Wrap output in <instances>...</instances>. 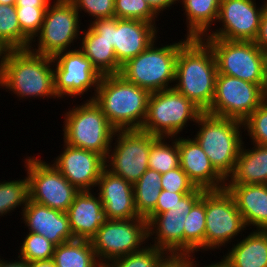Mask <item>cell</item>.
<instances>
[{"label": "cell", "mask_w": 267, "mask_h": 267, "mask_svg": "<svg viewBox=\"0 0 267 267\" xmlns=\"http://www.w3.org/2000/svg\"><path fill=\"white\" fill-rule=\"evenodd\" d=\"M149 95L120 74H112L102 75L93 100L116 130H131L142 128Z\"/></svg>", "instance_id": "obj_3"}, {"label": "cell", "mask_w": 267, "mask_h": 267, "mask_svg": "<svg viewBox=\"0 0 267 267\" xmlns=\"http://www.w3.org/2000/svg\"><path fill=\"white\" fill-rule=\"evenodd\" d=\"M196 188L180 166L161 176V190L173 193H191Z\"/></svg>", "instance_id": "obj_41"}, {"label": "cell", "mask_w": 267, "mask_h": 267, "mask_svg": "<svg viewBox=\"0 0 267 267\" xmlns=\"http://www.w3.org/2000/svg\"><path fill=\"white\" fill-rule=\"evenodd\" d=\"M51 0H17L15 6H48Z\"/></svg>", "instance_id": "obj_47"}, {"label": "cell", "mask_w": 267, "mask_h": 267, "mask_svg": "<svg viewBox=\"0 0 267 267\" xmlns=\"http://www.w3.org/2000/svg\"><path fill=\"white\" fill-rule=\"evenodd\" d=\"M21 31L32 41L40 32L48 6H15Z\"/></svg>", "instance_id": "obj_39"}, {"label": "cell", "mask_w": 267, "mask_h": 267, "mask_svg": "<svg viewBox=\"0 0 267 267\" xmlns=\"http://www.w3.org/2000/svg\"><path fill=\"white\" fill-rule=\"evenodd\" d=\"M150 8L159 16L163 11L168 10L173 7L176 3H179V0H145Z\"/></svg>", "instance_id": "obj_45"}, {"label": "cell", "mask_w": 267, "mask_h": 267, "mask_svg": "<svg viewBox=\"0 0 267 267\" xmlns=\"http://www.w3.org/2000/svg\"><path fill=\"white\" fill-rule=\"evenodd\" d=\"M205 191L184 222V255L205 251ZM203 250V251H202Z\"/></svg>", "instance_id": "obj_30"}, {"label": "cell", "mask_w": 267, "mask_h": 267, "mask_svg": "<svg viewBox=\"0 0 267 267\" xmlns=\"http://www.w3.org/2000/svg\"><path fill=\"white\" fill-rule=\"evenodd\" d=\"M81 14H88L91 21L98 19H110L115 17L114 0H70ZM84 11V13H82ZM93 19V20H92Z\"/></svg>", "instance_id": "obj_40"}, {"label": "cell", "mask_w": 267, "mask_h": 267, "mask_svg": "<svg viewBox=\"0 0 267 267\" xmlns=\"http://www.w3.org/2000/svg\"><path fill=\"white\" fill-rule=\"evenodd\" d=\"M90 241L98 261L105 267L112 260L140 251L149 243L148 222L143 217L106 219Z\"/></svg>", "instance_id": "obj_10"}, {"label": "cell", "mask_w": 267, "mask_h": 267, "mask_svg": "<svg viewBox=\"0 0 267 267\" xmlns=\"http://www.w3.org/2000/svg\"><path fill=\"white\" fill-rule=\"evenodd\" d=\"M186 18L188 38H203L217 21L220 0H179Z\"/></svg>", "instance_id": "obj_28"}, {"label": "cell", "mask_w": 267, "mask_h": 267, "mask_svg": "<svg viewBox=\"0 0 267 267\" xmlns=\"http://www.w3.org/2000/svg\"><path fill=\"white\" fill-rule=\"evenodd\" d=\"M157 138L141 129L116 130L114 147L105 159L106 169L134 185L148 169L151 144Z\"/></svg>", "instance_id": "obj_11"}, {"label": "cell", "mask_w": 267, "mask_h": 267, "mask_svg": "<svg viewBox=\"0 0 267 267\" xmlns=\"http://www.w3.org/2000/svg\"><path fill=\"white\" fill-rule=\"evenodd\" d=\"M251 143L267 146V99L243 122Z\"/></svg>", "instance_id": "obj_38"}, {"label": "cell", "mask_w": 267, "mask_h": 267, "mask_svg": "<svg viewBox=\"0 0 267 267\" xmlns=\"http://www.w3.org/2000/svg\"><path fill=\"white\" fill-rule=\"evenodd\" d=\"M80 18L70 0H53L47 7L41 30L31 41L29 49L50 57L73 50L71 46L80 40L83 31L80 30Z\"/></svg>", "instance_id": "obj_8"}, {"label": "cell", "mask_w": 267, "mask_h": 267, "mask_svg": "<svg viewBox=\"0 0 267 267\" xmlns=\"http://www.w3.org/2000/svg\"><path fill=\"white\" fill-rule=\"evenodd\" d=\"M96 187L106 219L127 220L140 217L135 208L133 185L128 181L105 168Z\"/></svg>", "instance_id": "obj_20"}, {"label": "cell", "mask_w": 267, "mask_h": 267, "mask_svg": "<svg viewBox=\"0 0 267 267\" xmlns=\"http://www.w3.org/2000/svg\"><path fill=\"white\" fill-rule=\"evenodd\" d=\"M264 92L267 94V51H265V79L263 84Z\"/></svg>", "instance_id": "obj_50"}, {"label": "cell", "mask_w": 267, "mask_h": 267, "mask_svg": "<svg viewBox=\"0 0 267 267\" xmlns=\"http://www.w3.org/2000/svg\"><path fill=\"white\" fill-rule=\"evenodd\" d=\"M18 259L14 261L13 260L8 261L1 258L0 256V267H30V263L28 261H25L21 258Z\"/></svg>", "instance_id": "obj_46"}, {"label": "cell", "mask_w": 267, "mask_h": 267, "mask_svg": "<svg viewBox=\"0 0 267 267\" xmlns=\"http://www.w3.org/2000/svg\"><path fill=\"white\" fill-rule=\"evenodd\" d=\"M115 18L146 21L155 24L158 15L145 0H114Z\"/></svg>", "instance_id": "obj_37"}, {"label": "cell", "mask_w": 267, "mask_h": 267, "mask_svg": "<svg viewBox=\"0 0 267 267\" xmlns=\"http://www.w3.org/2000/svg\"><path fill=\"white\" fill-rule=\"evenodd\" d=\"M30 267H56L53 260H42L30 262Z\"/></svg>", "instance_id": "obj_49"}, {"label": "cell", "mask_w": 267, "mask_h": 267, "mask_svg": "<svg viewBox=\"0 0 267 267\" xmlns=\"http://www.w3.org/2000/svg\"><path fill=\"white\" fill-rule=\"evenodd\" d=\"M239 240L221 256L231 267H267V229H252Z\"/></svg>", "instance_id": "obj_26"}, {"label": "cell", "mask_w": 267, "mask_h": 267, "mask_svg": "<svg viewBox=\"0 0 267 267\" xmlns=\"http://www.w3.org/2000/svg\"><path fill=\"white\" fill-rule=\"evenodd\" d=\"M66 213L75 239L91 240L106 220L103 204L94 190L80 191Z\"/></svg>", "instance_id": "obj_23"}, {"label": "cell", "mask_w": 267, "mask_h": 267, "mask_svg": "<svg viewBox=\"0 0 267 267\" xmlns=\"http://www.w3.org/2000/svg\"><path fill=\"white\" fill-rule=\"evenodd\" d=\"M261 50L267 51V4L264 6L259 31L254 41Z\"/></svg>", "instance_id": "obj_44"}, {"label": "cell", "mask_w": 267, "mask_h": 267, "mask_svg": "<svg viewBox=\"0 0 267 267\" xmlns=\"http://www.w3.org/2000/svg\"><path fill=\"white\" fill-rule=\"evenodd\" d=\"M211 47L218 74L263 85L265 79V51L254 41H229L203 38Z\"/></svg>", "instance_id": "obj_9"}, {"label": "cell", "mask_w": 267, "mask_h": 267, "mask_svg": "<svg viewBox=\"0 0 267 267\" xmlns=\"http://www.w3.org/2000/svg\"><path fill=\"white\" fill-rule=\"evenodd\" d=\"M247 227L267 229V184H226Z\"/></svg>", "instance_id": "obj_24"}, {"label": "cell", "mask_w": 267, "mask_h": 267, "mask_svg": "<svg viewBox=\"0 0 267 267\" xmlns=\"http://www.w3.org/2000/svg\"><path fill=\"white\" fill-rule=\"evenodd\" d=\"M251 144L246 149L243 142L226 184H267V146Z\"/></svg>", "instance_id": "obj_25"}, {"label": "cell", "mask_w": 267, "mask_h": 267, "mask_svg": "<svg viewBox=\"0 0 267 267\" xmlns=\"http://www.w3.org/2000/svg\"><path fill=\"white\" fill-rule=\"evenodd\" d=\"M180 167L196 187L205 190L225 188L226 180L214 169L207 154L194 138L177 136Z\"/></svg>", "instance_id": "obj_21"}, {"label": "cell", "mask_w": 267, "mask_h": 267, "mask_svg": "<svg viewBox=\"0 0 267 267\" xmlns=\"http://www.w3.org/2000/svg\"><path fill=\"white\" fill-rule=\"evenodd\" d=\"M31 40L21 31L15 5L0 4V48L29 49Z\"/></svg>", "instance_id": "obj_32"}, {"label": "cell", "mask_w": 267, "mask_h": 267, "mask_svg": "<svg viewBox=\"0 0 267 267\" xmlns=\"http://www.w3.org/2000/svg\"><path fill=\"white\" fill-rule=\"evenodd\" d=\"M194 260H195V254L192 255V267H199L200 266L199 263L197 264L196 260L195 261ZM220 260H221L220 262L218 260V262H215V263L213 262V263L208 264V265L205 264L206 266L203 265L201 267H231V265L224 258H222Z\"/></svg>", "instance_id": "obj_48"}, {"label": "cell", "mask_w": 267, "mask_h": 267, "mask_svg": "<svg viewBox=\"0 0 267 267\" xmlns=\"http://www.w3.org/2000/svg\"><path fill=\"white\" fill-rule=\"evenodd\" d=\"M187 39L166 45L161 43L162 47L156 45L158 39L154 40L146 50L123 64L119 74L149 93L173 88L178 51Z\"/></svg>", "instance_id": "obj_5"}, {"label": "cell", "mask_w": 267, "mask_h": 267, "mask_svg": "<svg viewBox=\"0 0 267 267\" xmlns=\"http://www.w3.org/2000/svg\"><path fill=\"white\" fill-rule=\"evenodd\" d=\"M202 113L199 107L174 87L153 92L148 98L141 130L158 137H176L189 123H196Z\"/></svg>", "instance_id": "obj_7"}, {"label": "cell", "mask_w": 267, "mask_h": 267, "mask_svg": "<svg viewBox=\"0 0 267 267\" xmlns=\"http://www.w3.org/2000/svg\"><path fill=\"white\" fill-rule=\"evenodd\" d=\"M205 251L225 247L247 230L233 196L226 188L205 190Z\"/></svg>", "instance_id": "obj_12"}, {"label": "cell", "mask_w": 267, "mask_h": 267, "mask_svg": "<svg viewBox=\"0 0 267 267\" xmlns=\"http://www.w3.org/2000/svg\"><path fill=\"white\" fill-rule=\"evenodd\" d=\"M266 99L263 85L217 74L214 99L206 113L244 122Z\"/></svg>", "instance_id": "obj_15"}, {"label": "cell", "mask_w": 267, "mask_h": 267, "mask_svg": "<svg viewBox=\"0 0 267 267\" xmlns=\"http://www.w3.org/2000/svg\"><path fill=\"white\" fill-rule=\"evenodd\" d=\"M73 50L63 51L53 57L54 91L57 97L77 98L94 91L93 100L102 75L91 61L76 46ZM91 89V90H90ZM86 92V93H85Z\"/></svg>", "instance_id": "obj_16"}, {"label": "cell", "mask_w": 267, "mask_h": 267, "mask_svg": "<svg viewBox=\"0 0 267 267\" xmlns=\"http://www.w3.org/2000/svg\"><path fill=\"white\" fill-rule=\"evenodd\" d=\"M62 116L64 143L93 151L106 159L116 129L94 100L86 99L82 104L68 108Z\"/></svg>", "instance_id": "obj_6"}, {"label": "cell", "mask_w": 267, "mask_h": 267, "mask_svg": "<svg viewBox=\"0 0 267 267\" xmlns=\"http://www.w3.org/2000/svg\"><path fill=\"white\" fill-rule=\"evenodd\" d=\"M89 26L112 44L121 66L146 50L160 32L156 24L115 17L90 21Z\"/></svg>", "instance_id": "obj_14"}, {"label": "cell", "mask_w": 267, "mask_h": 267, "mask_svg": "<svg viewBox=\"0 0 267 267\" xmlns=\"http://www.w3.org/2000/svg\"><path fill=\"white\" fill-rule=\"evenodd\" d=\"M256 0H220L216 23L220 28L210 30L203 38H219L229 41H255L264 6Z\"/></svg>", "instance_id": "obj_18"}, {"label": "cell", "mask_w": 267, "mask_h": 267, "mask_svg": "<svg viewBox=\"0 0 267 267\" xmlns=\"http://www.w3.org/2000/svg\"><path fill=\"white\" fill-rule=\"evenodd\" d=\"M24 241L20 243L19 255L25 261H42L50 260L53 257L55 245L42 235L27 232Z\"/></svg>", "instance_id": "obj_35"}, {"label": "cell", "mask_w": 267, "mask_h": 267, "mask_svg": "<svg viewBox=\"0 0 267 267\" xmlns=\"http://www.w3.org/2000/svg\"><path fill=\"white\" fill-rule=\"evenodd\" d=\"M161 176L148 168L133 185L135 208L140 217L146 218L155 209L161 192Z\"/></svg>", "instance_id": "obj_31"}, {"label": "cell", "mask_w": 267, "mask_h": 267, "mask_svg": "<svg viewBox=\"0 0 267 267\" xmlns=\"http://www.w3.org/2000/svg\"><path fill=\"white\" fill-rule=\"evenodd\" d=\"M3 50L0 48V61H1V58H2V55H3Z\"/></svg>", "instance_id": "obj_52"}, {"label": "cell", "mask_w": 267, "mask_h": 267, "mask_svg": "<svg viewBox=\"0 0 267 267\" xmlns=\"http://www.w3.org/2000/svg\"><path fill=\"white\" fill-rule=\"evenodd\" d=\"M1 87L19 100H59L54 91L53 57L30 49L5 50L0 61Z\"/></svg>", "instance_id": "obj_1"}, {"label": "cell", "mask_w": 267, "mask_h": 267, "mask_svg": "<svg viewBox=\"0 0 267 267\" xmlns=\"http://www.w3.org/2000/svg\"><path fill=\"white\" fill-rule=\"evenodd\" d=\"M204 191L197 187L167 212L149 214L145 219L148 222V240L152 239L150 245L166 254L184 255V222Z\"/></svg>", "instance_id": "obj_17"}, {"label": "cell", "mask_w": 267, "mask_h": 267, "mask_svg": "<svg viewBox=\"0 0 267 267\" xmlns=\"http://www.w3.org/2000/svg\"><path fill=\"white\" fill-rule=\"evenodd\" d=\"M20 214L28 232L44 236L55 246L75 239L66 212L28 200Z\"/></svg>", "instance_id": "obj_22"}, {"label": "cell", "mask_w": 267, "mask_h": 267, "mask_svg": "<svg viewBox=\"0 0 267 267\" xmlns=\"http://www.w3.org/2000/svg\"><path fill=\"white\" fill-rule=\"evenodd\" d=\"M29 200V181L27 175L23 179L0 180V217L14 212L18 207L23 211ZM20 206V207H19Z\"/></svg>", "instance_id": "obj_34"}, {"label": "cell", "mask_w": 267, "mask_h": 267, "mask_svg": "<svg viewBox=\"0 0 267 267\" xmlns=\"http://www.w3.org/2000/svg\"><path fill=\"white\" fill-rule=\"evenodd\" d=\"M148 245L140 251L112 260L105 267H157L167 254L159 248Z\"/></svg>", "instance_id": "obj_36"}, {"label": "cell", "mask_w": 267, "mask_h": 267, "mask_svg": "<svg viewBox=\"0 0 267 267\" xmlns=\"http://www.w3.org/2000/svg\"><path fill=\"white\" fill-rule=\"evenodd\" d=\"M52 260L56 267H104L90 240L74 239L55 246Z\"/></svg>", "instance_id": "obj_29"}, {"label": "cell", "mask_w": 267, "mask_h": 267, "mask_svg": "<svg viewBox=\"0 0 267 267\" xmlns=\"http://www.w3.org/2000/svg\"><path fill=\"white\" fill-rule=\"evenodd\" d=\"M148 159V168L153 169L160 174L167 173L169 170L179 167L180 161L177 136L158 137L151 144Z\"/></svg>", "instance_id": "obj_33"}, {"label": "cell", "mask_w": 267, "mask_h": 267, "mask_svg": "<svg viewBox=\"0 0 267 267\" xmlns=\"http://www.w3.org/2000/svg\"><path fill=\"white\" fill-rule=\"evenodd\" d=\"M24 160L29 181V200L66 212L80 191L48 161L35 156H27Z\"/></svg>", "instance_id": "obj_13"}, {"label": "cell", "mask_w": 267, "mask_h": 267, "mask_svg": "<svg viewBox=\"0 0 267 267\" xmlns=\"http://www.w3.org/2000/svg\"><path fill=\"white\" fill-rule=\"evenodd\" d=\"M193 125L199 127L193 138L207 154L214 169L227 180L245 142L243 122L203 112Z\"/></svg>", "instance_id": "obj_4"}, {"label": "cell", "mask_w": 267, "mask_h": 267, "mask_svg": "<svg viewBox=\"0 0 267 267\" xmlns=\"http://www.w3.org/2000/svg\"><path fill=\"white\" fill-rule=\"evenodd\" d=\"M157 267H192V255L167 254Z\"/></svg>", "instance_id": "obj_43"}, {"label": "cell", "mask_w": 267, "mask_h": 267, "mask_svg": "<svg viewBox=\"0 0 267 267\" xmlns=\"http://www.w3.org/2000/svg\"><path fill=\"white\" fill-rule=\"evenodd\" d=\"M80 41V51L101 75L120 73L122 66L117 61L114 47L89 25L82 31Z\"/></svg>", "instance_id": "obj_27"}, {"label": "cell", "mask_w": 267, "mask_h": 267, "mask_svg": "<svg viewBox=\"0 0 267 267\" xmlns=\"http://www.w3.org/2000/svg\"><path fill=\"white\" fill-rule=\"evenodd\" d=\"M217 64L203 38H188L179 48L174 88L206 112L214 99Z\"/></svg>", "instance_id": "obj_2"}, {"label": "cell", "mask_w": 267, "mask_h": 267, "mask_svg": "<svg viewBox=\"0 0 267 267\" xmlns=\"http://www.w3.org/2000/svg\"><path fill=\"white\" fill-rule=\"evenodd\" d=\"M63 151L51 162L57 170L79 191L95 190L105 158L93 151L72 147L66 143ZM54 161V162H53Z\"/></svg>", "instance_id": "obj_19"}, {"label": "cell", "mask_w": 267, "mask_h": 267, "mask_svg": "<svg viewBox=\"0 0 267 267\" xmlns=\"http://www.w3.org/2000/svg\"><path fill=\"white\" fill-rule=\"evenodd\" d=\"M186 194L189 193H173L166 190H161L155 209L150 214H160L167 212L177 204Z\"/></svg>", "instance_id": "obj_42"}, {"label": "cell", "mask_w": 267, "mask_h": 267, "mask_svg": "<svg viewBox=\"0 0 267 267\" xmlns=\"http://www.w3.org/2000/svg\"><path fill=\"white\" fill-rule=\"evenodd\" d=\"M17 0H0V4L15 5Z\"/></svg>", "instance_id": "obj_51"}]
</instances>
